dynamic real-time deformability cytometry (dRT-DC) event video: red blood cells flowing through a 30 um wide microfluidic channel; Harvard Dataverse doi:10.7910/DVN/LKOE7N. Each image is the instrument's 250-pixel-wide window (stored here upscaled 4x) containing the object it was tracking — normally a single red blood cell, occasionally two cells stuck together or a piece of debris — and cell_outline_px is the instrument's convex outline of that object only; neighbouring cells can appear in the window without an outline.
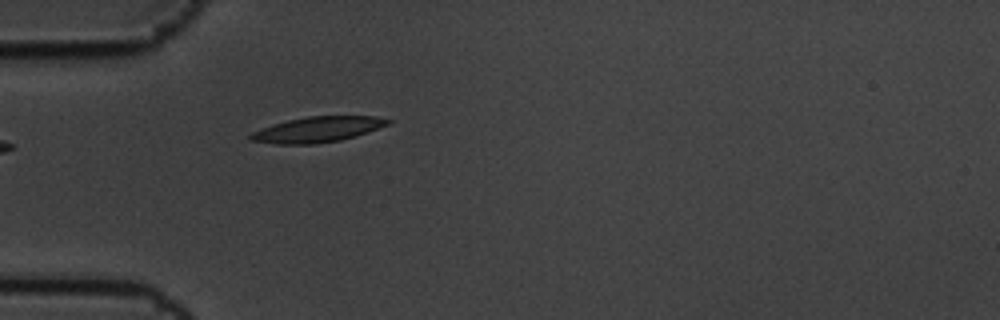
{"species": "common noctule bat (a hibernating species)", "species_latin": "Nyctalus noctula", "temperature_condition": "cold", "stored_images_in_passage": 1, "camera_frame_rate_fps": 3000, "um_per_image_px": 0.085, "animal": {"sex": "male", "body_mass_g": 19.5, "forearm_length_mm": 54.6}, "frame": {"image": 1, "passage_image": 1, "time_ms": 0.0, "image_size_px": [1000, 320], "cell_outline_px": [[392, 120], [388, 124], [356, 136], [340, 140], [316, 144], [276, 144], [248, 140], [248, 136], [252, 132], [288, 120], [308, 116], [376, 116]], "centroid_in_image_um": [26.98, 11.01], "position_along_channel_um": 58.0, "area_um2": 20.17}}